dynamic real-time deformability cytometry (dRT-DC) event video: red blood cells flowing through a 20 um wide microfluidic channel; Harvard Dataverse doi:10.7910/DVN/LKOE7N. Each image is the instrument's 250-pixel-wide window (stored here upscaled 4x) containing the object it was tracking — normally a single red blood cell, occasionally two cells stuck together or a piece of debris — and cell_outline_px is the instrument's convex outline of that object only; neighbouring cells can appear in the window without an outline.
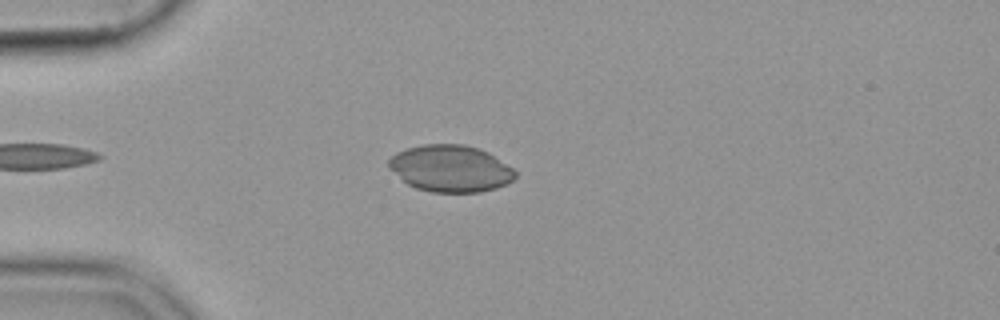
{"species": "common noctule bat (a hibernating species)", "species_latin": "Nyctalus noctula", "temperature_condition": "cold", "stored_images_in_passage": 46, "camera_frame_rate_fps": 3000, "um_per_image_px": 0.085, "animal": {"sex": "female", "body_mass_g": 19.9}, "frame": {"image": 1, "passage_image": 10, "time_ms": 3.0, "image_size_px": [1000, 320], "cell_outline_px": [[516, 176], [512, 180], [496, 188], [480, 192], [432, 192], [416, 188], [408, 184], [388, 168], [388, 160], [396, 152], [408, 148], [424, 144], [464, 144], [488, 152], [512, 168], [516, 172]], "centroid_in_image_um": [38.27, 14.32], "position_along_channel_um": 46.7, "area_um2": 34.28}}
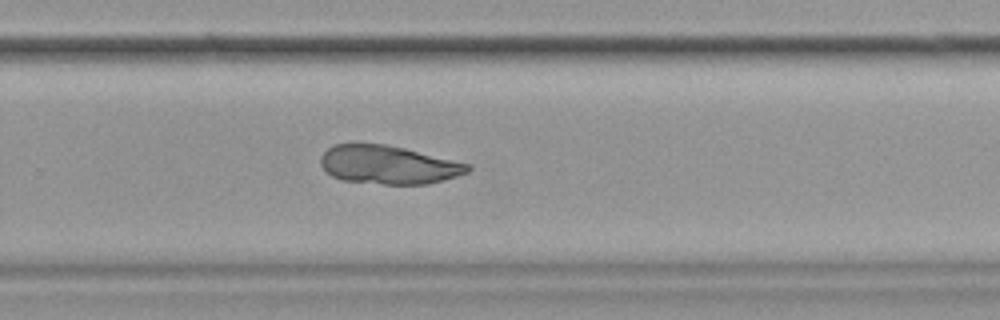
{"frame": {"image": 2, "passage_image": 32, "time_ms": 10.333, "image_size_px": [1000, 320], "cell_outline_px": [[472, 168], [468, 172], [456, 176], [428, 184], [384, 184], [340, 180], [332, 176], [320, 164], [320, 156], [332, 144], [388, 144], [468, 164]], "centroid_in_image_um": [32.97, 14.01], "position_along_channel_um": 296.8, "area_um2": 32.71}}
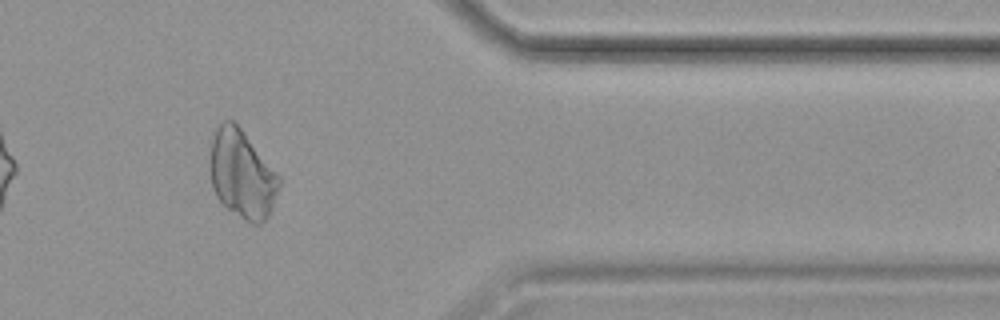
{"frame": {"image": 3, "passage_image": 41, "time_ms": 13.333, "image_size_px": [1000, 320], "cell_outline_px": [[280, 184], [268, 216], [260, 224], [252, 224], [244, 220], [228, 208], [216, 196], [212, 188], [208, 168], [208, 164], [212, 140], [216, 128], [224, 120], [232, 120], [240, 128], [280, 176]], "centroid_in_image_um": [20.53, 14.81], "position_along_channel_um": 390.9, "area_um2": 35.32}}